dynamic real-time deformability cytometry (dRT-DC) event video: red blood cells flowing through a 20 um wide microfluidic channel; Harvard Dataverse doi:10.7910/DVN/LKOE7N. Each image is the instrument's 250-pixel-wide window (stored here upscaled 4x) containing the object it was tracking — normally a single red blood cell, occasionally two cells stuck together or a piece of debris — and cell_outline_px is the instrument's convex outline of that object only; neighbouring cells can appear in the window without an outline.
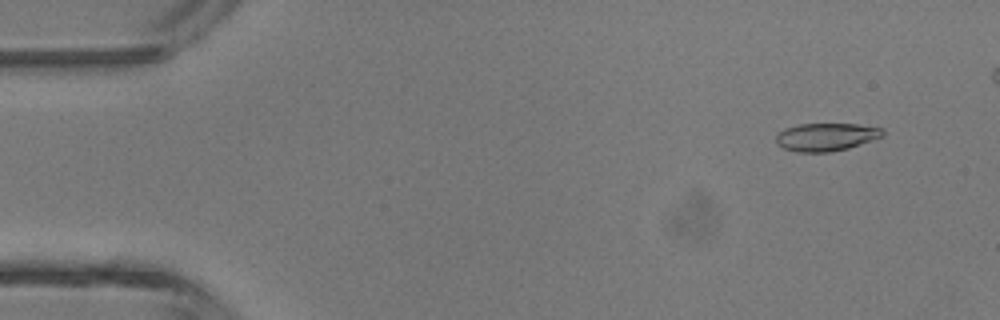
{"species": "common noctule bat (a hibernating species)", "species_latin": "Nyctalus noctula", "temperature_condition": "room temperature", "stored_images_in_passage": 5, "camera_frame_rate_fps": 3000, "um_per_image_px": 0.085, "animal": {"sex": "male", "body_mass_g": 13.3}, "frame": {"image": 1, "passage_image": 1, "time_ms": 0.0, "image_size_px": [1000, 320], "cell_outline_px": [[884, 136], [848, 148], [828, 152], [796, 152], [784, 148], [776, 144], [776, 136], [784, 128], [796, 124], [856, 124], [884, 128]], "centroid_in_image_um": [70.21, 11.63], "position_along_channel_um": 14.8, "area_um2": 17.4}}